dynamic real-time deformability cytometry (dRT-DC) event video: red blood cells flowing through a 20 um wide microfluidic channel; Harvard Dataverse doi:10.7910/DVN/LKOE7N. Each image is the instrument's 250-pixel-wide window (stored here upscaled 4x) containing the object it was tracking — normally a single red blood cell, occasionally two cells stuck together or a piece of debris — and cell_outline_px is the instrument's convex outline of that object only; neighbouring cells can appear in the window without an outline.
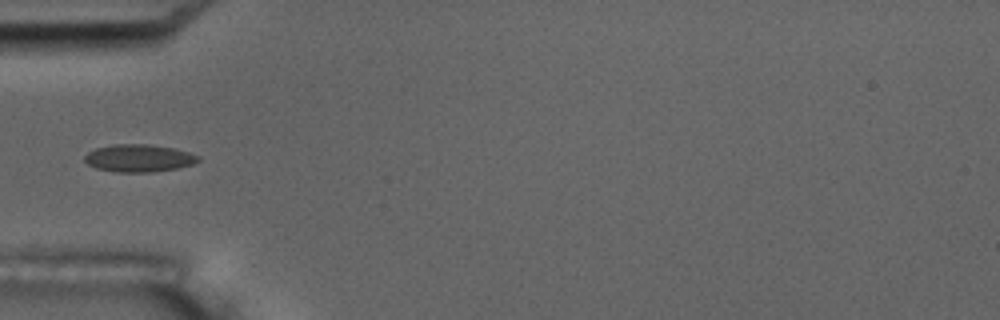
{"species": "common noctule bat (a hibernating species)", "species_latin": "Nyctalus noctula", "temperature_condition": "room temperature", "stored_images_in_passage": 17, "camera_frame_rate_fps": 3000, "um_per_image_px": 0.085, "animal": {"sex": "male", "body_mass_g": 17.5, "forearm_length_mm": 52.3}, "frame": {"image": 1, "passage_image": 6, "time_ms": 5.667, "image_size_px": [1000, 320], "cell_outline_px": [[200, 160], [192, 164], [176, 168], [152, 172], [116, 172], [96, 168], [88, 164], [84, 160], [84, 156], [88, 152], [96, 148], [112, 144], [148, 144], [172, 148], [188, 152], [200, 156]], "centroid_in_image_um": [11.78, 13.44], "position_along_channel_um": 73.2, "area_um2": 18.15}, "authors_computed_cell_mechanics": {"area_um2": 17.8602, "velocity_mm_per_s": 3.5058, "shape_relaxation_time_tau1_ms": null, "shape_relaxation_time_tau2_ms": 1.5991, "deformation_change_tau1": null, "deformation_change_tau2": 0.0723}}